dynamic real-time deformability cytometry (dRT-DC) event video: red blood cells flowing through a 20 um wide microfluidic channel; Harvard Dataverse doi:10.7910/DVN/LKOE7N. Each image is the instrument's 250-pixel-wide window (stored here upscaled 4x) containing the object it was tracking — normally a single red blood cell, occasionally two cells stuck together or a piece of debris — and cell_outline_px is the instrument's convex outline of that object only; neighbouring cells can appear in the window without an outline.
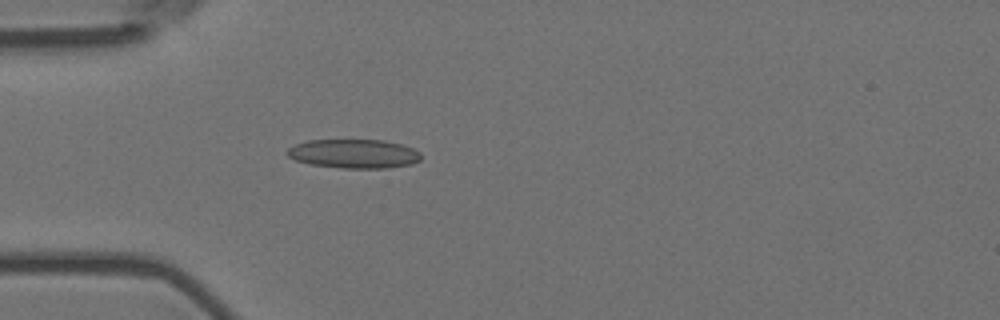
{"species": "Egyptian fruit bat (a non-hibernating species)", "species_latin": "Rousettus aegyptiacus", "temperature_condition": "room temperature", "stored_images_in_passage": 2, "camera_frame_rate_fps": 3000, "um_per_image_px": 0.085, "animal": {"sex": "female"}, "frame": {"image": 1, "passage_image": 2, "time_ms": 0.333, "image_size_px": [1000, 320], "cell_outline_px": [[420, 160], [412, 164], [388, 168], [340, 168], [308, 164], [296, 160], [288, 156], [284, 152], [288, 148], [296, 144], [308, 140], [384, 140], [400, 144], [412, 148], [420, 152]], "centroid_in_image_um": [30.06, 13.07], "position_along_channel_um": 54.9, "area_um2": 22.72}}